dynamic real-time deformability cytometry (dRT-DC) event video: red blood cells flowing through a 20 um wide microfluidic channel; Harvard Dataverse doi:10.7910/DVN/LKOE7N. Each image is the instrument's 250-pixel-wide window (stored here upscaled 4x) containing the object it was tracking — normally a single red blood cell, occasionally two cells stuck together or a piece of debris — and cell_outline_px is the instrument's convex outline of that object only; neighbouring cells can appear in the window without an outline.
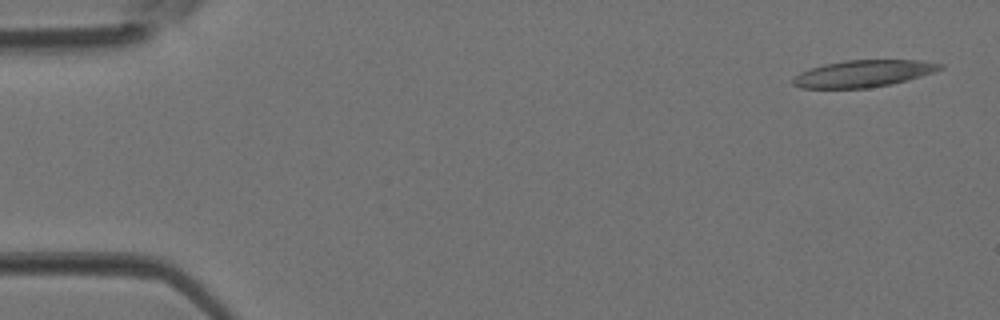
{"species": "Egyptian fruit bat (a non-hibernating species)", "species_latin": "Rousettus aegyptiacus", "temperature_condition": "room temperature", "stored_images_in_passage": 4, "camera_frame_rate_fps": 3000, "um_per_image_px": 0.085, "animal": {"sex": "female"}, "frame": {"image": 1, "passage_image": 1, "time_ms": 0.0, "image_size_px": [1000, 320], "cell_outline_px": [[944, 68], [908, 80], [892, 84], [868, 88], [800, 88], [792, 84], [792, 80], [800, 72], [824, 64], [844, 60], [920, 60], [944, 64]], "centroid_in_image_um": [73.39, 6.25], "position_along_channel_um": 11.6, "area_um2": 23.0}}
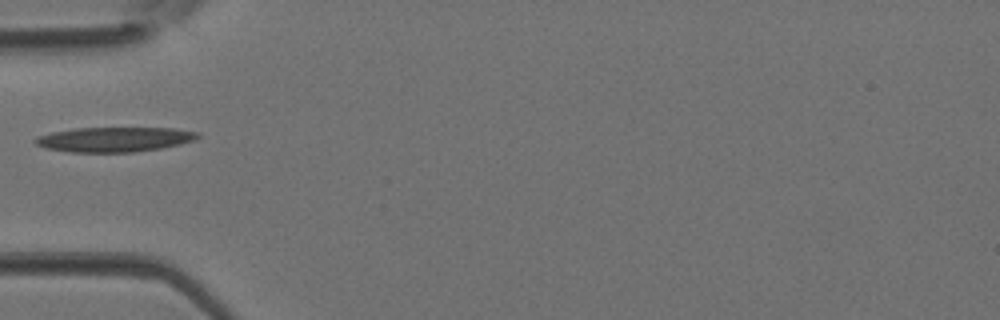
{"frame": {"image": 2, "passage_image": 4, "time_ms": 1.0, "image_size_px": [1000, 320], "cell_outline_px": [[200, 136], [196, 140], [180, 144], [160, 148], [132, 152], [72, 152], [44, 148], [36, 144], [32, 140], [40, 136], [52, 132], [76, 128], [176, 128], [200, 132]], "centroid_in_image_um": [9.76, 11.84], "position_along_channel_um": 75.2, "area_um2": 23.47}}